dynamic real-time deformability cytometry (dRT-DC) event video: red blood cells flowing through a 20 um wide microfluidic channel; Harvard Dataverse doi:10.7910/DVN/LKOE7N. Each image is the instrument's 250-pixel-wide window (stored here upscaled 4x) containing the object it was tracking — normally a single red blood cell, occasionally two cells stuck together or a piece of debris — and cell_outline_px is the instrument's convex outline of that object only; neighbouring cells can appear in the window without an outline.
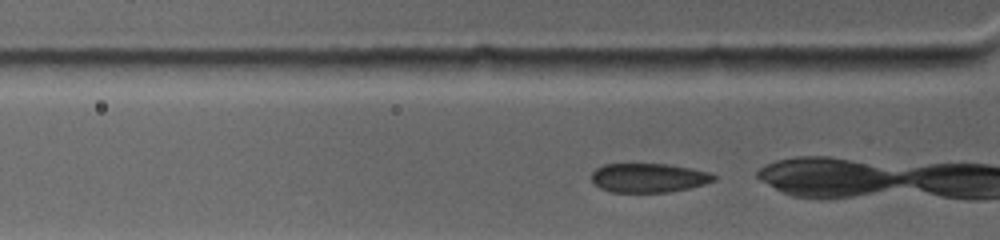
{"species": "common noctule bat (a hibernating species)", "species_latin": "Nyctalus noctula", "temperature_condition": "warm", "stored_images_in_passage": 38, "camera_frame_rate_fps": 4500, "um_per_image_px": 0.085, "animal": {"sex": "female", "body_mass_g": 19.0, "forearm_length_mm": 53.3}, "frame": {"image": 1, "passage_image": 3, "time_ms": 0.444, "image_size_px": [1000, 240], "cell_outline_px": [[716, 180], [704, 184], [688, 188], [668, 192], [612, 192], [600, 188], [592, 180], [592, 172], [596, 168], [604, 164], [668, 164], [708, 172], [716, 176]], "centroid_in_image_um": [55.12, 15.11], "position_along_channel_um": 70.7, "area_um2": 20.58}}
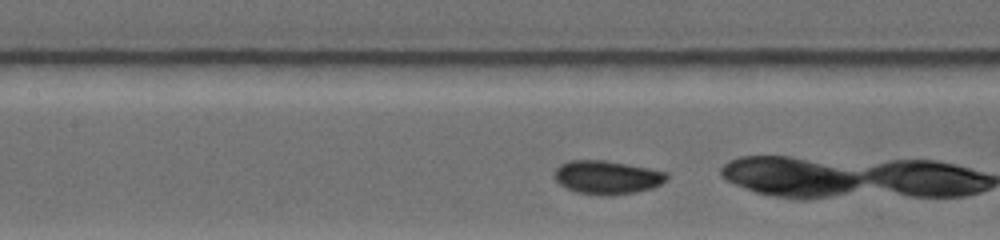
{"frame": {"image": 2, "passage_image": 13, "time_ms": 2.667, "image_size_px": [1000, 240], "cell_outline_px": [[668, 180], [652, 188], [636, 192], [612, 196], [600, 196], [576, 192], [560, 184], [552, 176], [552, 172], [560, 164], [568, 160], [604, 160], [628, 164], [668, 172]], "centroid_in_image_um": [51.58, 15.08], "position_along_channel_um": 155.8, "area_um2": 22.31}}
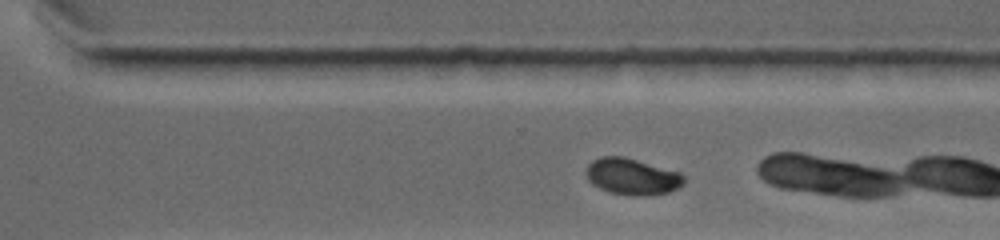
{"frame": {"image": 3, "passage_image": 32, "time_ms": 6.889, "image_size_px": [1000, 240], "cell_outline_px": [[684, 184], [668, 192], [636, 196], [632, 196], [608, 192], [592, 184], [588, 180], [588, 164], [592, 160], [600, 156], [624, 156], [680, 172], [684, 176]], "centroid_in_image_um": [53.73, 15.0], "position_along_channel_um": 316.9, "area_um2": 20.63}}